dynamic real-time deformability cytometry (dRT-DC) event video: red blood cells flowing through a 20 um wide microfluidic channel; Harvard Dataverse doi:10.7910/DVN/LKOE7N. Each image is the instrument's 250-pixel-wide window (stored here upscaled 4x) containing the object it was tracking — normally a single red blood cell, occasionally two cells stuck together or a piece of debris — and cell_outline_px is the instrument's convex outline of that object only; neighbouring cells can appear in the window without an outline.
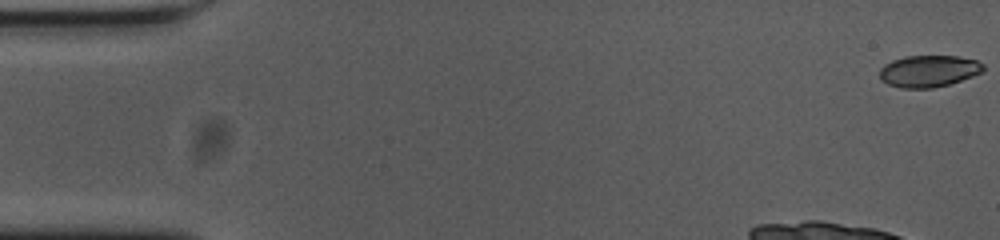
{"species": "common noctule bat (a hibernating species)", "species_latin": "Nyctalus noctula", "temperature_condition": "cold", "stored_images_in_passage": 8, "camera_frame_rate_fps": 3000, "um_per_image_px": 0.085, "animal": {"sex": "female", "body_mass_g": 23.0, "forearm_length_mm": 53.4}, "frame": {"image": 1, "passage_image": 1, "time_ms": 0.0, "image_size_px": [1000, 240], "cell_outline_px": [[984, 72], [948, 84], [932, 88], [900, 88], [888, 84], [880, 80], [880, 68], [884, 64], [892, 60], [904, 56], [956, 56], [976, 60], [984, 64]], "centroid_in_image_um": [78.92, 6.04], "position_along_channel_um": 6.1, "area_um2": 19.25}}